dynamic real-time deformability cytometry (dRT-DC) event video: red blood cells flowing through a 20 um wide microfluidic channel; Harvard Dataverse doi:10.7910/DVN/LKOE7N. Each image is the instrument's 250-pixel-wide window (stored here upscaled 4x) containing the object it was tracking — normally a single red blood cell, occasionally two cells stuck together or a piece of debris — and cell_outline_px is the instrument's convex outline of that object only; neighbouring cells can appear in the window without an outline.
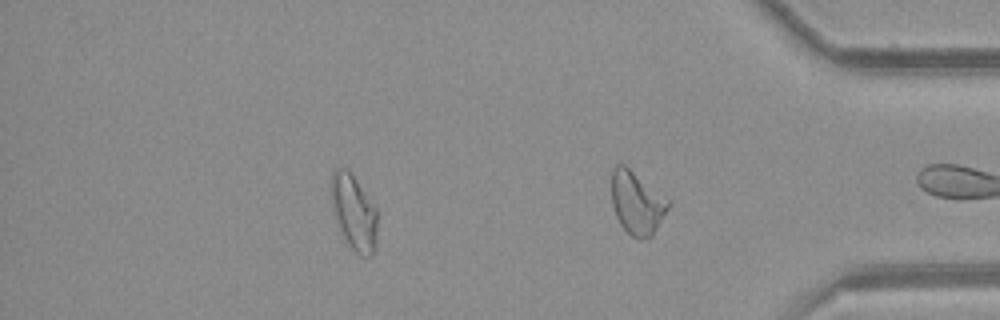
{"species": "common noctule bat (a hibernating species)", "species_latin": "Nyctalus noctula", "temperature_condition": "room temperature", "stored_images_in_passage": 22, "segment_of_instrument_passage": [3, 3], "camera_frame_rate_fps": 3000, "um_per_image_px": 0.085, "animal": {"sex": "female", "body_mass_g": 21.9}, "frame": {"image": 1, "passage_image": 22, "time_ms": 7.0, "image_size_px": [1000, 320], "cell_outline_px": [[668, 208], [652, 236], [644, 240], [640, 240], [632, 236], [620, 224], [616, 216], [612, 204], [612, 168], [616, 164], [624, 164], [668, 200]], "centroid_in_image_um": [54.1, 17.26], "position_along_channel_um": 381.1, "area_um2": 20.35}}